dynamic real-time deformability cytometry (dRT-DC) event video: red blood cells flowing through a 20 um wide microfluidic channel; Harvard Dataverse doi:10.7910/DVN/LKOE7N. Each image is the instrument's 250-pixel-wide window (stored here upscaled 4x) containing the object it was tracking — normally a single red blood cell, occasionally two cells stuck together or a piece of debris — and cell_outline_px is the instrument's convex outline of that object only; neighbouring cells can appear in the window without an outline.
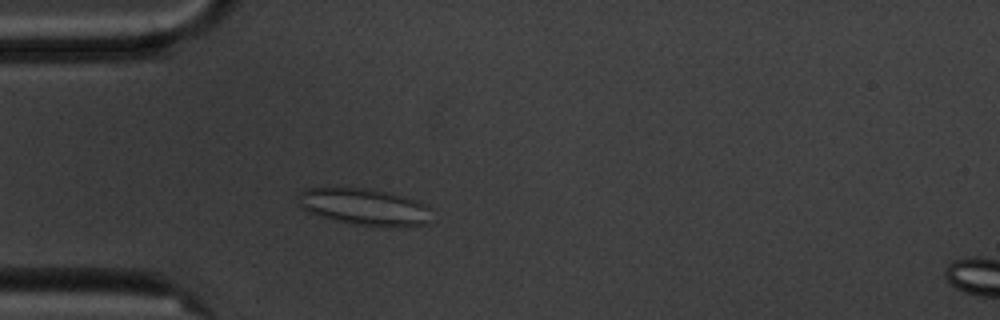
{"species": "common noctule bat (a hibernating species)", "species_latin": "Nyctalus noctula", "temperature_condition": "cold", "stored_images_in_passage": 3, "camera_frame_rate_fps": 3000, "um_per_image_px": 0.085, "animal": {"sex": "male", "body_mass_g": 20.1, "forearm_length_mm": 53.5}, "frame": {"image": 1, "passage_image": 2, "time_ms": 1.0, "image_size_px": [1000, 320], "cell_outline_px": [[428, 224], [352, 224], [320, 216], [308, 212], [300, 204], [300, 192], [304, 188], [372, 188], [392, 192], [416, 200], [424, 204], [428, 208]], "centroid_in_image_um": [30.91, 17.52], "position_along_channel_um": 54.1, "area_um2": 27.51}}